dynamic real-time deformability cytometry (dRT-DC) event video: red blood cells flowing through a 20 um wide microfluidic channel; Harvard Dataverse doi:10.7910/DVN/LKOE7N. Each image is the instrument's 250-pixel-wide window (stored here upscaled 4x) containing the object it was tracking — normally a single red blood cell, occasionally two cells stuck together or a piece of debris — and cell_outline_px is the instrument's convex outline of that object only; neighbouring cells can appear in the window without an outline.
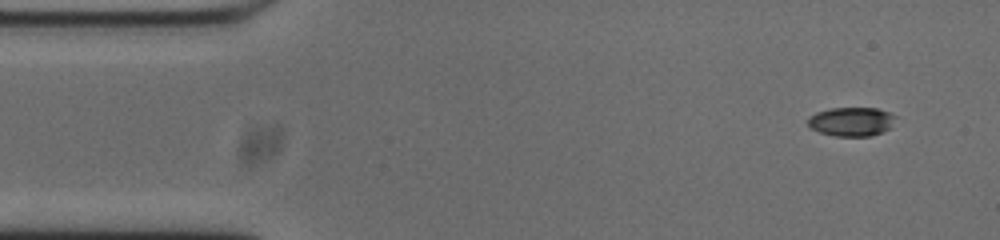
{"species": "common noctule bat (a hibernating species)", "species_latin": "Nyctalus noctula", "temperature_condition": "cold", "stored_images_in_passage": 6, "camera_frame_rate_fps": 3000, "um_per_image_px": 0.085, "animal": {"sex": "male", "body_mass_g": 20.0, "forearm_length_mm": 53.3}, "frame": {"image": 1, "passage_image": 1, "time_ms": 0.0, "image_size_px": [1000, 240], "cell_outline_px": [[896, 116], [888, 128], [872, 136], [836, 136], [820, 132], [808, 128], [808, 116], [816, 112], [832, 108], [876, 108], [888, 112]], "centroid_in_image_um": [72.31, 10.33], "position_along_channel_um": 12.7, "area_um2": 14.68}}